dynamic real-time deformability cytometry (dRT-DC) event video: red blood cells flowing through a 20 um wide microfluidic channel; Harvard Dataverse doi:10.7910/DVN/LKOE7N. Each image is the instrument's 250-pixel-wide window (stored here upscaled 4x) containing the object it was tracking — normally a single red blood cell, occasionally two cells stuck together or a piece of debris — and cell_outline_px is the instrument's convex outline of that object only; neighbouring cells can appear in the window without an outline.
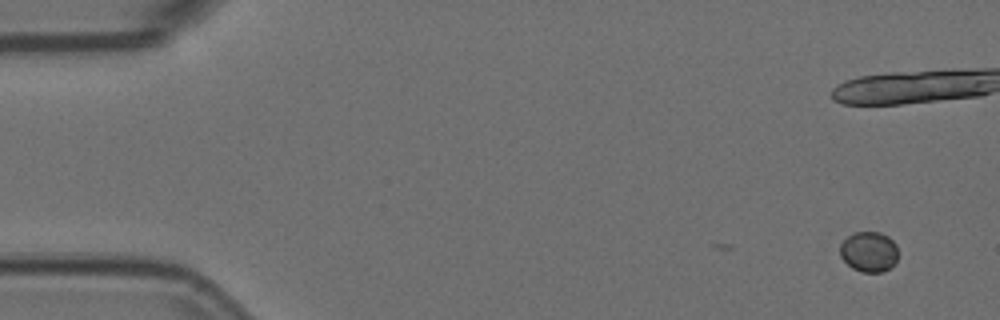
{"species": "Egyptian fruit bat (a non-hibernating species)", "species_latin": "Rousettus aegyptiacus", "temperature_condition": "room temperature", "stored_images_in_passage": 3, "camera_frame_rate_fps": 3000, "um_per_image_px": 0.085, "animal": {"sex": "female"}, "frame": {"image": 1, "passage_image": 1, "time_ms": 0.0, "image_size_px": [1000, 320], "cell_outline_px": [[896, 260], [888, 268], [880, 272], [860, 272], [852, 268], [840, 256], [840, 244], [848, 236], [856, 232], [880, 232], [888, 236], [896, 244]], "centroid_in_image_um": [73.83, 21.39], "position_along_channel_um": 11.2, "area_um2": 13.47}}